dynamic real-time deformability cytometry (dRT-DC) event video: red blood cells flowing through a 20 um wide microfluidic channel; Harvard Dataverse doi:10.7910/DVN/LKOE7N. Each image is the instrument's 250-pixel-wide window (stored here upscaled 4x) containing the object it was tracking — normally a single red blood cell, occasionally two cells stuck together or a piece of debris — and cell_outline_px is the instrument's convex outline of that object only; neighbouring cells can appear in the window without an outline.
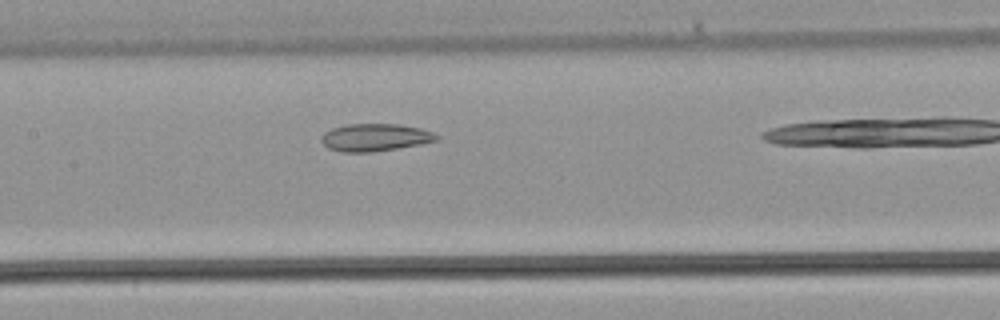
{"species": "common noctule bat (a hibernating species)", "species_latin": "Nyctalus noctula", "temperature_condition": "warm", "stored_images_in_passage": 22, "camera_frame_rate_fps": 3000, "um_per_image_px": 0.085, "animal": {"sex": "male", "body_mass_g": 21.5, "forearm_length_mm": 52.0}, "frame": {"image": 1, "passage_image": 10, "time_ms": 3.0, "image_size_px": [1000, 320], "cell_outline_px": [[440, 140], [420, 144], [372, 152], [340, 152], [328, 148], [320, 140], [320, 136], [324, 132], [332, 128], [348, 124], [400, 124], [420, 128], [432, 132], [440, 136]], "centroid_in_image_um": [31.87, 11.68], "position_along_channel_um": 175.5, "area_um2": 18.55}}
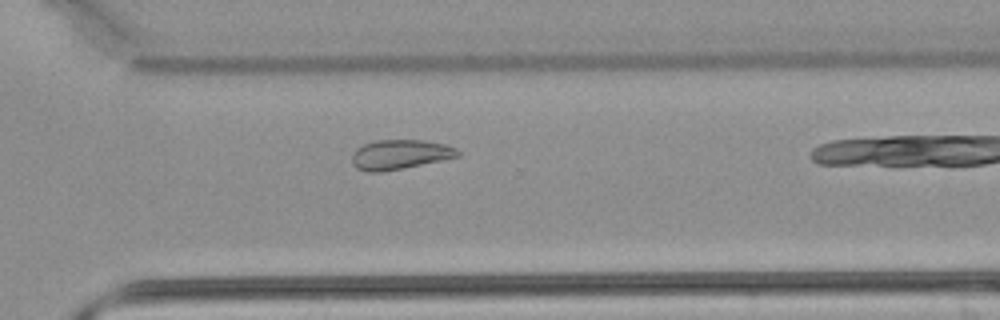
{"frame": {"image": 2, "passage_image": 19, "time_ms": 6.0, "image_size_px": [1000, 320], "cell_outline_px": [[460, 156], [380, 172], [368, 172], [356, 168], [352, 164], [352, 152], [356, 148], [364, 144], [376, 140], [424, 140], [444, 144], [456, 148], [460, 152]], "centroid_in_image_um": [33.95, 13.12], "position_along_channel_um": 336.6, "area_um2": 18.09}}